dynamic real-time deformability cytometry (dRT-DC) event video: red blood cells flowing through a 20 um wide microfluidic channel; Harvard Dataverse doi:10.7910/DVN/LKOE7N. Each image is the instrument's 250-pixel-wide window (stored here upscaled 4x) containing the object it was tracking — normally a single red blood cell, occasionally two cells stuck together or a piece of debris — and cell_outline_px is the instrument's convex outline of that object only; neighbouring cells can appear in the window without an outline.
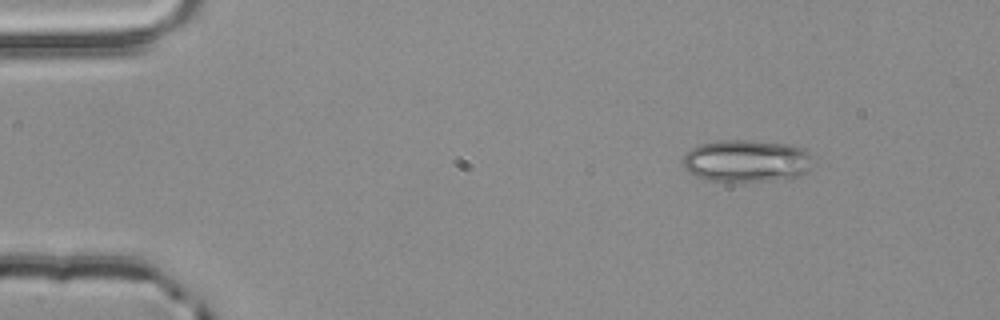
{"species": "common noctule bat (a hibernating species)", "species_latin": "Nyctalus noctula", "temperature_condition": "room temperature", "stored_images_in_passage": 3, "camera_frame_rate_fps": 3000, "um_per_image_px": 0.085, "animal": {"sex": "male", "body_mass_g": 20.4}, "frame": {"image": 1, "passage_image": 1, "time_ms": 0.0, "image_size_px": [1000, 320], "cell_outline_px": [[812, 168], [800, 176], [736, 184], [704, 180], [696, 176], [684, 168], [684, 156], [692, 148], [700, 144], [720, 140], [752, 140], [792, 144], [804, 148], [808, 152]], "centroid_in_image_um": [63.45, 13.7], "position_along_channel_um": 21.5, "area_um2": 32.66}}